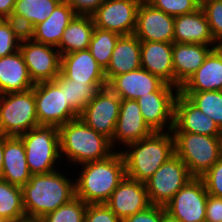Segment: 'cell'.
Segmentation results:
<instances>
[{
	"label": "cell",
	"instance_id": "cell-23",
	"mask_svg": "<svg viewBox=\"0 0 222 222\" xmlns=\"http://www.w3.org/2000/svg\"><path fill=\"white\" fill-rule=\"evenodd\" d=\"M173 42L141 41V68L174 86Z\"/></svg>",
	"mask_w": 222,
	"mask_h": 222
},
{
	"label": "cell",
	"instance_id": "cell-24",
	"mask_svg": "<svg viewBox=\"0 0 222 222\" xmlns=\"http://www.w3.org/2000/svg\"><path fill=\"white\" fill-rule=\"evenodd\" d=\"M222 50L214 48L204 63L180 87L179 92L221 91Z\"/></svg>",
	"mask_w": 222,
	"mask_h": 222
},
{
	"label": "cell",
	"instance_id": "cell-26",
	"mask_svg": "<svg viewBox=\"0 0 222 222\" xmlns=\"http://www.w3.org/2000/svg\"><path fill=\"white\" fill-rule=\"evenodd\" d=\"M141 68V41L134 35H121L104 71L107 83L115 76Z\"/></svg>",
	"mask_w": 222,
	"mask_h": 222
},
{
	"label": "cell",
	"instance_id": "cell-42",
	"mask_svg": "<svg viewBox=\"0 0 222 222\" xmlns=\"http://www.w3.org/2000/svg\"><path fill=\"white\" fill-rule=\"evenodd\" d=\"M163 206L150 205L146 209L126 217L123 222H162Z\"/></svg>",
	"mask_w": 222,
	"mask_h": 222
},
{
	"label": "cell",
	"instance_id": "cell-27",
	"mask_svg": "<svg viewBox=\"0 0 222 222\" xmlns=\"http://www.w3.org/2000/svg\"><path fill=\"white\" fill-rule=\"evenodd\" d=\"M34 85L20 50L0 58V95L26 91Z\"/></svg>",
	"mask_w": 222,
	"mask_h": 222
},
{
	"label": "cell",
	"instance_id": "cell-44",
	"mask_svg": "<svg viewBox=\"0 0 222 222\" xmlns=\"http://www.w3.org/2000/svg\"><path fill=\"white\" fill-rule=\"evenodd\" d=\"M205 222H222V198L208 195Z\"/></svg>",
	"mask_w": 222,
	"mask_h": 222
},
{
	"label": "cell",
	"instance_id": "cell-34",
	"mask_svg": "<svg viewBox=\"0 0 222 222\" xmlns=\"http://www.w3.org/2000/svg\"><path fill=\"white\" fill-rule=\"evenodd\" d=\"M62 0H16L14 13L26 17L35 27L44 22Z\"/></svg>",
	"mask_w": 222,
	"mask_h": 222
},
{
	"label": "cell",
	"instance_id": "cell-46",
	"mask_svg": "<svg viewBox=\"0 0 222 222\" xmlns=\"http://www.w3.org/2000/svg\"><path fill=\"white\" fill-rule=\"evenodd\" d=\"M3 170V135H0V178Z\"/></svg>",
	"mask_w": 222,
	"mask_h": 222
},
{
	"label": "cell",
	"instance_id": "cell-8",
	"mask_svg": "<svg viewBox=\"0 0 222 222\" xmlns=\"http://www.w3.org/2000/svg\"><path fill=\"white\" fill-rule=\"evenodd\" d=\"M36 114L39 125H55L79 118L66 101L65 89L54 80L35 83L33 86Z\"/></svg>",
	"mask_w": 222,
	"mask_h": 222
},
{
	"label": "cell",
	"instance_id": "cell-16",
	"mask_svg": "<svg viewBox=\"0 0 222 222\" xmlns=\"http://www.w3.org/2000/svg\"><path fill=\"white\" fill-rule=\"evenodd\" d=\"M105 204L121 220L151 205L145 183L126 176Z\"/></svg>",
	"mask_w": 222,
	"mask_h": 222
},
{
	"label": "cell",
	"instance_id": "cell-17",
	"mask_svg": "<svg viewBox=\"0 0 222 222\" xmlns=\"http://www.w3.org/2000/svg\"><path fill=\"white\" fill-rule=\"evenodd\" d=\"M153 132L144 121L137 101L133 99H121L116 129L110 140L112 148L118 142L126 147L128 144L150 136Z\"/></svg>",
	"mask_w": 222,
	"mask_h": 222
},
{
	"label": "cell",
	"instance_id": "cell-11",
	"mask_svg": "<svg viewBox=\"0 0 222 222\" xmlns=\"http://www.w3.org/2000/svg\"><path fill=\"white\" fill-rule=\"evenodd\" d=\"M208 195L203 180L194 177L165 205L166 212L181 222H205Z\"/></svg>",
	"mask_w": 222,
	"mask_h": 222
},
{
	"label": "cell",
	"instance_id": "cell-40",
	"mask_svg": "<svg viewBox=\"0 0 222 222\" xmlns=\"http://www.w3.org/2000/svg\"><path fill=\"white\" fill-rule=\"evenodd\" d=\"M20 43L5 19L0 18V58L18 51Z\"/></svg>",
	"mask_w": 222,
	"mask_h": 222
},
{
	"label": "cell",
	"instance_id": "cell-43",
	"mask_svg": "<svg viewBox=\"0 0 222 222\" xmlns=\"http://www.w3.org/2000/svg\"><path fill=\"white\" fill-rule=\"evenodd\" d=\"M76 15L92 16L105 0H63Z\"/></svg>",
	"mask_w": 222,
	"mask_h": 222
},
{
	"label": "cell",
	"instance_id": "cell-41",
	"mask_svg": "<svg viewBox=\"0 0 222 222\" xmlns=\"http://www.w3.org/2000/svg\"><path fill=\"white\" fill-rule=\"evenodd\" d=\"M84 222H123L105 203L87 204Z\"/></svg>",
	"mask_w": 222,
	"mask_h": 222
},
{
	"label": "cell",
	"instance_id": "cell-47",
	"mask_svg": "<svg viewBox=\"0 0 222 222\" xmlns=\"http://www.w3.org/2000/svg\"><path fill=\"white\" fill-rule=\"evenodd\" d=\"M162 222H181L177 219H174L173 217H171L165 209V206H163V219Z\"/></svg>",
	"mask_w": 222,
	"mask_h": 222
},
{
	"label": "cell",
	"instance_id": "cell-3",
	"mask_svg": "<svg viewBox=\"0 0 222 222\" xmlns=\"http://www.w3.org/2000/svg\"><path fill=\"white\" fill-rule=\"evenodd\" d=\"M120 150L125 160L126 177L146 182L169 158L175 154L171 131H154Z\"/></svg>",
	"mask_w": 222,
	"mask_h": 222
},
{
	"label": "cell",
	"instance_id": "cell-30",
	"mask_svg": "<svg viewBox=\"0 0 222 222\" xmlns=\"http://www.w3.org/2000/svg\"><path fill=\"white\" fill-rule=\"evenodd\" d=\"M54 81L61 88L65 89L66 101L78 115L101 89L107 87V84L74 82V80L63 78L60 75H58Z\"/></svg>",
	"mask_w": 222,
	"mask_h": 222
},
{
	"label": "cell",
	"instance_id": "cell-5",
	"mask_svg": "<svg viewBox=\"0 0 222 222\" xmlns=\"http://www.w3.org/2000/svg\"><path fill=\"white\" fill-rule=\"evenodd\" d=\"M175 154L186 164L193 177L203 176L221 157V136L172 132Z\"/></svg>",
	"mask_w": 222,
	"mask_h": 222
},
{
	"label": "cell",
	"instance_id": "cell-35",
	"mask_svg": "<svg viewBox=\"0 0 222 222\" xmlns=\"http://www.w3.org/2000/svg\"><path fill=\"white\" fill-rule=\"evenodd\" d=\"M87 204L78 197L44 215L41 222H84Z\"/></svg>",
	"mask_w": 222,
	"mask_h": 222
},
{
	"label": "cell",
	"instance_id": "cell-13",
	"mask_svg": "<svg viewBox=\"0 0 222 222\" xmlns=\"http://www.w3.org/2000/svg\"><path fill=\"white\" fill-rule=\"evenodd\" d=\"M142 0H105L92 15L95 27L120 35L134 33Z\"/></svg>",
	"mask_w": 222,
	"mask_h": 222
},
{
	"label": "cell",
	"instance_id": "cell-39",
	"mask_svg": "<svg viewBox=\"0 0 222 222\" xmlns=\"http://www.w3.org/2000/svg\"><path fill=\"white\" fill-rule=\"evenodd\" d=\"M200 178L208 194L222 198V157Z\"/></svg>",
	"mask_w": 222,
	"mask_h": 222
},
{
	"label": "cell",
	"instance_id": "cell-9",
	"mask_svg": "<svg viewBox=\"0 0 222 222\" xmlns=\"http://www.w3.org/2000/svg\"><path fill=\"white\" fill-rule=\"evenodd\" d=\"M193 178L186 164L174 154L145 182L150 204L165 206Z\"/></svg>",
	"mask_w": 222,
	"mask_h": 222
},
{
	"label": "cell",
	"instance_id": "cell-12",
	"mask_svg": "<svg viewBox=\"0 0 222 222\" xmlns=\"http://www.w3.org/2000/svg\"><path fill=\"white\" fill-rule=\"evenodd\" d=\"M121 98L108 87L88 102L79 118L90 128L112 139L120 112Z\"/></svg>",
	"mask_w": 222,
	"mask_h": 222
},
{
	"label": "cell",
	"instance_id": "cell-37",
	"mask_svg": "<svg viewBox=\"0 0 222 222\" xmlns=\"http://www.w3.org/2000/svg\"><path fill=\"white\" fill-rule=\"evenodd\" d=\"M201 8L205 12L214 41L222 44V0H201Z\"/></svg>",
	"mask_w": 222,
	"mask_h": 222
},
{
	"label": "cell",
	"instance_id": "cell-45",
	"mask_svg": "<svg viewBox=\"0 0 222 222\" xmlns=\"http://www.w3.org/2000/svg\"><path fill=\"white\" fill-rule=\"evenodd\" d=\"M16 0H0V18L4 19L14 11Z\"/></svg>",
	"mask_w": 222,
	"mask_h": 222
},
{
	"label": "cell",
	"instance_id": "cell-15",
	"mask_svg": "<svg viewBox=\"0 0 222 222\" xmlns=\"http://www.w3.org/2000/svg\"><path fill=\"white\" fill-rule=\"evenodd\" d=\"M133 34L140 41L173 42L174 17L142 0Z\"/></svg>",
	"mask_w": 222,
	"mask_h": 222
},
{
	"label": "cell",
	"instance_id": "cell-2",
	"mask_svg": "<svg viewBox=\"0 0 222 222\" xmlns=\"http://www.w3.org/2000/svg\"><path fill=\"white\" fill-rule=\"evenodd\" d=\"M80 165L82 171L75 179L76 197L86 204L106 203L126 176L124 157L116 148L106 159Z\"/></svg>",
	"mask_w": 222,
	"mask_h": 222
},
{
	"label": "cell",
	"instance_id": "cell-22",
	"mask_svg": "<svg viewBox=\"0 0 222 222\" xmlns=\"http://www.w3.org/2000/svg\"><path fill=\"white\" fill-rule=\"evenodd\" d=\"M32 173L26 161L23 141L19 136L3 135V170L1 179L22 187L29 182Z\"/></svg>",
	"mask_w": 222,
	"mask_h": 222
},
{
	"label": "cell",
	"instance_id": "cell-29",
	"mask_svg": "<svg viewBox=\"0 0 222 222\" xmlns=\"http://www.w3.org/2000/svg\"><path fill=\"white\" fill-rule=\"evenodd\" d=\"M95 28L92 16L75 15L64 30L59 45L61 55L89 49L90 40Z\"/></svg>",
	"mask_w": 222,
	"mask_h": 222
},
{
	"label": "cell",
	"instance_id": "cell-20",
	"mask_svg": "<svg viewBox=\"0 0 222 222\" xmlns=\"http://www.w3.org/2000/svg\"><path fill=\"white\" fill-rule=\"evenodd\" d=\"M165 82L143 68L113 77L107 87L121 99L137 100L156 92Z\"/></svg>",
	"mask_w": 222,
	"mask_h": 222
},
{
	"label": "cell",
	"instance_id": "cell-7",
	"mask_svg": "<svg viewBox=\"0 0 222 222\" xmlns=\"http://www.w3.org/2000/svg\"><path fill=\"white\" fill-rule=\"evenodd\" d=\"M38 125L33 89L0 95V135L19 136Z\"/></svg>",
	"mask_w": 222,
	"mask_h": 222
},
{
	"label": "cell",
	"instance_id": "cell-36",
	"mask_svg": "<svg viewBox=\"0 0 222 222\" xmlns=\"http://www.w3.org/2000/svg\"><path fill=\"white\" fill-rule=\"evenodd\" d=\"M153 7L177 17L195 12L201 7V0H146Z\"/></svg>",
	"mask_w": 222,
	"mask_h": 222
},
{
	"label": "cell",
	"instance_id": "cell-25",
	"mask_svg": "<svg viewBox=\"0 0 222 222\" xmlns=\"http://www.w3.org/2000/svg\"><path fill=\"white\" fill-rule=\"evenodd\" d=\"M173 42L216 45L201 7L195 12L174 17Z\"/></svg>",
	"mask_w": 222,
	"mask_h": 222
},
{
	"label": "cell",
	"instance_id": "cell-6",
	"mask_svg": "<svg viewBox=\"0 0 222 222\" xmlns=\"http://www.w3.org/2000/svg\"><path fill=\"white\" fill-rule=\"evenodd\" d=\"M19 137L23 141L26 161L32 174L52 172L61 159L58 127L38 125ZM58 160V161H57Z\"/></svg>",
	"mask_w": 222,
	"mask_h": 222
},
{
	"label": "cell",
	"instance_id": "cell-48",
	"mask_svg": "<svg viewBox=\"0 0 222 222\" xmlns=\"http://www.w3.org/2000/svg\"><path fill=\"white\" fill-rule=\"evenodd\" d=\"M17 222H41V220L40 219L25 218V219L17 221Z\"/></svg>",
	"mask_w": 222,
	"mask_h": 222
},
{
	"label": "cell",
	"instance_id": "cell-33",
	"mask_svg": "<svg viewBox=\"0 0 222 222\" xmlns=\"http://www.w3.org/2000/svg\"><path fill=\"white\" fill-rule=\"evenodd\" d=\"M186 96L202 113L212 118L222 130V92H180Z\"/></svg>",
	"mask_w": 222,
	"mask_h": 222
},
{
	"label": "cell",
	"instance_id": "cell-21",
	"mask_svg": "<svg viewBox=\"0 0 222 222\" xmlns=\"http://www.w3.org/2000/svg\"><path fill=\"white\" fill-rule=\"evenodd\" d=\"M216 47L218 46L173 42L174 86L180 89L186 80L204 63L208 54Z\"/></svg>",
	"mask_w": 222,
	"mask_h": 222
},
{
	"label": "cell",
	"instance_id": "cell-4",
	"mask_svg": "<svg viewBox=\"0 0 222 222\" xmlns=\"http://www.w3.org/2000/svg\"><path fill=\"white\" fill-rule=\"evenodd\" d=\"M58 132L61 159L65 156L68 164L103 160L115 152L109 138L90 128L80 118L58 127Z\"/></svg>",
	"mask_w": 222,
	"mask_h": 222
},
{
	"label": "cell",
	"instance_id": "cell-10",
	"mask_svg": "<svg viewBox=\"0 0 222 222\" xmlns=\"http://www.w3.org/2000/svg\"><path fill=\"white\" fill-rule=\"evenodd\" d=\"M178 94L179 88L164 83L156 92L143 95L136 100L144 121L153 131H164L166 127L167 131L172 130Z\"/></svg>",
	"mask_w": 222,
	"mask_h": 222
},
{
	"label": "cell",
	"instance_id": "cell-28",
	"mask_svg": "<svg viewBox=\"0 0 222 222\" xmlns=\"http://www.w3.org/2000/svg\"><path fill=\"white\" fill-rule=\"evenodd\" d=\"M74 10L63 0L55 7L52 14L34 27L33 41L57 47L64 30L75 17Z\"/></svg>",
	"mask_w": 222,
	"mask_h": 222
},
{
	"label": "cell",
	"instance_id": "cell-49",
	"mask_svg": "<svg viewBox=\"0 0 222 222\" xmlns=\"http://www.w3.org/2000/svg\"><path fill=\"white\" fill-rule=\"evenodd\" d=\"M0 222H7L3 218L0 217Z\"/></svg>",
	"mask_w": 222,
	"mask_h": 222
},
{
	"label": "cell",
	"instance_id": "cell-32",
	"mask_svg": "<svg viewBox=\"0 0 222 222\" xmlns=\"http://www.w3.org/2000/svg\"><path fill=\"white\" fill-rule=\"evenodd\" d=\"M121 35L104 29L95 27L89 50L92 56L97 61L98 65L105 71L110 63L112 52L115 48L116 42Z\"/></svg>",
	"mask_w": 222,
	"mask_h": 222
},
{
	"label": "cell",
	"instance_id": "cell-38",
	"mask_svg": "<svg viewBox=\"0 0 222 222\" xmlns=\"http://www.w3.org/2000/svg\"><path fill=\"white\" fill-rule=\"evenodd\" d=\"M13 34L22 42L32 40L34 37V26L24 16L17 13H10L5 18Z\"/></svg>",
	"mask_w": 222,
	"mask_h": 222
},
{
	"label": "cell",
	"instance_id": "cell-14",
	"mask_svg": "<svg viewBox=\"0 0 222 222\" xmlns=\"http://www.w3.org/2000/svg\"><path fill=\"white\" fill-rule=\"evenodd\" d=\"M20 52L34 83L53 81L61 68V54L57 47L34 42L22 41Z\"/></svg>",
	"mask_w": 222,
	"mask_h": 222
},
{
	"label": "cell",
	"instance_id": "cell-19",
	"mask_svg": "<svg viewBox=\"0 0 222 222\" xmlns=\"http://www.w3.org/2000/svg\"><path fill=\"white\" fill-rule=\"evenodd\" d=\"M63 78L85 84H107L104 70L89 49L61 55L60 74Z\"/></svg>",
	"mask_w": 222,
	"mask_h": 222
},
{
	"label": "cell",
	"instance_id": "cell-18",
	"mask_svg": "<svg viewBox=\"0 0 222 222\" xmlns=\"http://www.w3.org/2000/svg\"><path fill=\"white\" fill-rule=\"evenodd\" d=\"M171 132L221 136L222 130L212 118L202 113L186 96L179 92L175 101L174 126Z\"/></svg>",
	"mask_w": 222,
	"mask_h": 222
},
{
	"label": "cell",
	"instance_id": "cell-1",
	"mask_svg": "<svg viewBox=\"0 0 222 222\" xmlns=\"http://www.w3.org/2000/svg\"><path fill=\"white\" fill-rule=\"evenodd\" d=\"M21 189L26 218L30 219H41L76 197L75 180L66 177L58 169L32 174Z\"/></svg>",
	"mask_w": 222,
	"mask_h": 222
},
{
	"label": "cell",
	"instance_id": "cell-31",
	"mask_svg": "<svg viewBox=\"0 0 222 222\" xmlns=\"http://www.w3.org/2000/svg\"><path fill=\"white\" fill-rule=\"evenodd\" d=\"M0 217L7 222H17L26 218L21 187L1 178Z\"/></svg>",
	"mask_w": 222,
	"mask_h": 222
}]
</instances>
